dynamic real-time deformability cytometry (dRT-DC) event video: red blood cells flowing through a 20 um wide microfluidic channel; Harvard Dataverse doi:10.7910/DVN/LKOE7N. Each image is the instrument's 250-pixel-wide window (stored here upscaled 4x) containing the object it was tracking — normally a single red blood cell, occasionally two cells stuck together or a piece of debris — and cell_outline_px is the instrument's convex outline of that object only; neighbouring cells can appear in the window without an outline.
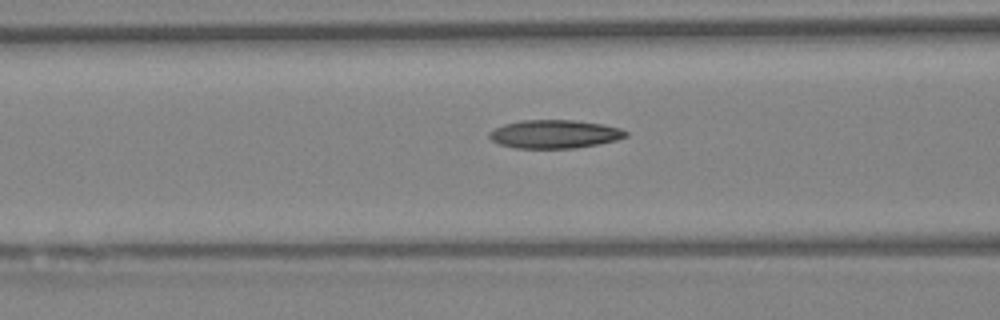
{"species": "Egyptian fruit bat (a non-hibernating species)", "species_latin": "Rousettus aegyptiacus", "temperature_condition": "warm", "stored_images_in_passage": 7, "segment_of_instrument_passage": [2, 2], "camera_frame_rate_fps": 3000, "um_per_image_px": 0.085, "animal": {"sex": "female"}, "frame": {"image": 1, "passage_image": 7, "time_ms": 2.0, "image_size_px": [1000, 320], "cell_outline_px": [[628, 136], [616, 140], [600, 144], [576, 148], [516, 148], [500, 144], [492, 140], [488, 136], [488, 132], [504, 124], [520, 120], [576, 120], [604, 124], [620, 128], [628, 132]], "centroid_in_image_um": [47.17, 11.39], "position_along_channel_um": 119.4, "area_um2": 22.72}}